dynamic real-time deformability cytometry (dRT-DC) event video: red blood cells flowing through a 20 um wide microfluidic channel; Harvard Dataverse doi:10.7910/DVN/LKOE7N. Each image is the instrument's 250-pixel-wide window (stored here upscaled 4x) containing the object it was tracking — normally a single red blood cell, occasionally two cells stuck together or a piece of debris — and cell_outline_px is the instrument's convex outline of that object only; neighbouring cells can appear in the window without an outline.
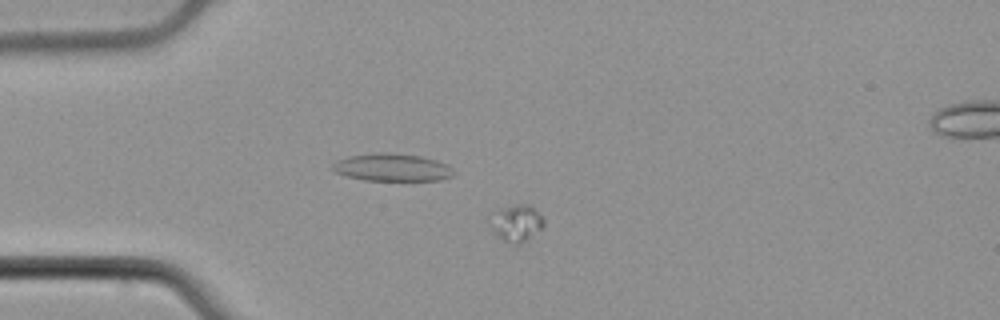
{"species": "common noctule bat (a hibernating species)", "species_latin": "Nyctalus noctula", "temperature_condition": "cold", "stored_images_in_passage": 7, "camera_frame_rate_fps": 3000, "um_per_image_px": 0.085, "animal": {"sex": "male", "body_mass_g": 21.5, "forearm_length_mm": 52.0}, "frame": {"image": 1, "passage_image": 5, "time_ms": 1.333, "image_size_px": [1000, 320], "cell_outline_px": [[544, 224], [540, 228], [524, 240], [516, 244], [512, 244], [496, 236], [488, 224], [492, 212], [516, 204], [528, 204], [544, 220]], "centroid_in_image_um": [43.81, 18.95], "position_along_channel_um": 41.2, "area_um2": 11.1}}